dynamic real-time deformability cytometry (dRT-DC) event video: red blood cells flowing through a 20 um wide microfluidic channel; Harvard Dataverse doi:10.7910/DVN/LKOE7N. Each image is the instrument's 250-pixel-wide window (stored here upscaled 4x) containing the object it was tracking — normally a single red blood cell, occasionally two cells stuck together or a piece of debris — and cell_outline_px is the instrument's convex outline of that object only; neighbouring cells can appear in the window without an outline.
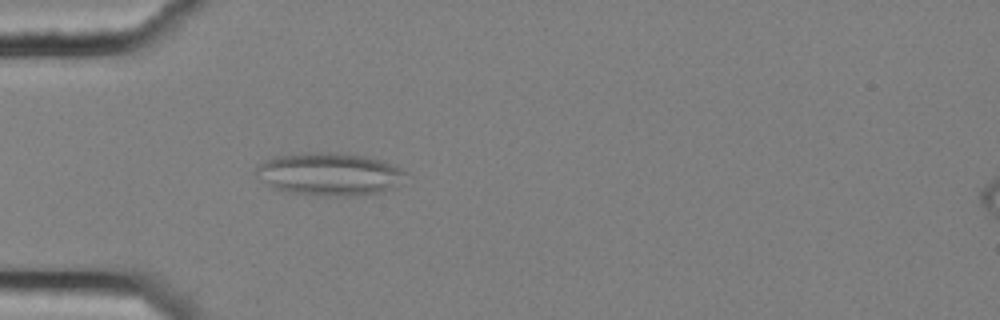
{"species": "common noctule bat (a hibernating species)", "species_latin": "Nyctalus noctula", "temperature_condition": "cold", "stored_images_in_passage": 3, "camera_frame_rate_fps": 3000, "um_per_image_px": 0.085, "animal": {"sex": "female", "body_mass_g": 25.1}, "frame": {"image": 1, "passage_image": 3, "time_ms": 0.667, "image_size_px": [1000, 320], "cell_outline_px": [[404, 172], [400, 184], [396, 188], [384, 192], [356, 196], [324, 196], [288, 192], [272, 188], [256, 176], [256, 168], [260, 164], [276, 156], [304, 152], [336, 152], [368, 156], [384, 160], [396, 164]], "centroid_in_image_um": [28.04, 14.8], "position_along_channel_um": 57.0, "area_um2": 37.8}}